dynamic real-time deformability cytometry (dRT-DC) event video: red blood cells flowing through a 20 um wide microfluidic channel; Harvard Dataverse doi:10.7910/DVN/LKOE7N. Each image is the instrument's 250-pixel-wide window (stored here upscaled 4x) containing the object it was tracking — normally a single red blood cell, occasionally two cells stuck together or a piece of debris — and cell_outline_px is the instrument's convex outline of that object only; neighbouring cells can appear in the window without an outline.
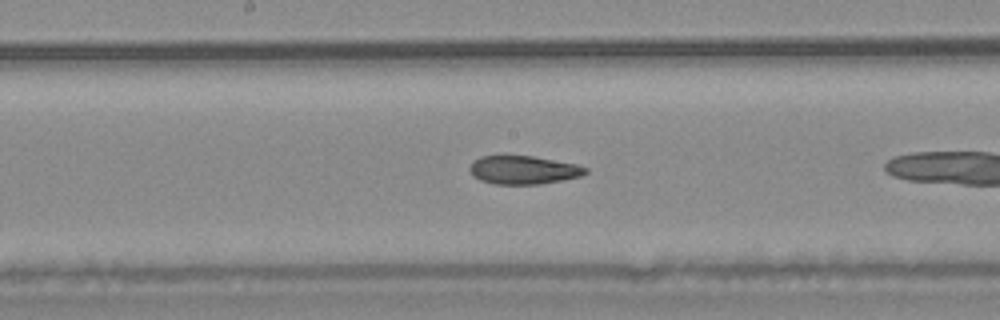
{"species": "common noctule bat (a hibernating species)", "species_latin": "Nyctalus noctula", "temperature_condition": "warm", "stored_images_in_passage": 18, "camera_frame_rate_fps": 3000, "um_per_image_px": 0.085, "animal": {"sex": "male", "body_mass_g": 20.4}, "frame": {"image": 1, "passage_image": 13, "time_ms": 4.0, "image_size_px": [1000, 320], "cell_outline_px": [[588, 172], [580, 176], [540, 184], [492, 184], [480, 180], [472, 176], [468, 168], [480, 156], [532, 156], [576, 164], [588, 168]], "centroid_in_image_um": [44.47, 14.45], "position_along_channel_um": 203.7, "area_um2": 19.02}}